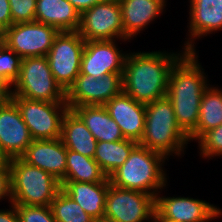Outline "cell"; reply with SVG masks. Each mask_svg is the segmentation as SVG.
<instances>
[{
  "mask_svg": "<svg viewBox=\"0 0 222 222\" xmlns=\"http://www.w3.org/2000/svg\"><path fill=\"white\" fill-rule=\"evenodd\" d=\"M169 51L130 50L123 70V92L143 104L166 97L171 69L186 53L184 49Z\"/></svg>",
  "mask_w": 222,
  "mask_h": 222,
  "instance_id": "cell-1",
  "label": "cell"
},
{
  "mask_svg": "<svg viewBox=\"0 0 222 222\" xmlns=\"http://www.w3.org/2000/svg\"><path fill=\"white\" fill-rule=\"evenodd\" d=\"M198 58V50L186 52L174 64L166 95L172 103L178 126L187 136L197 127L201 98L211 82Z\"/></svg>",
  "mask_w": 222,
  "mask_h": 222,
  "instance_id": "cell-2",
  "label": "cell"
},
{
  "mask_svg": "<svg viewBox=\"0 0 222 222\" xmlns=\"http://www.w3.org/2000/svg\"><path fill=\"white\" fill-rule=\"evenodd\" d=\"M7 161L10 167L12 203L50 206L62 190L61 182L52 174L28 164L21 157Z\"/></svg>",
  "mask_w": 222,
  "mask_h": 222,
  "instance_id": "cell-5",
  "label": "cell"
},
{
  "mask_svg": "<svg viewBox=\"0 0 222 222\" xmlns=\"http://www.w3.org/2000/svg\"><path fill=\"white\" fill-rule=\"evenodd\" d=\"M61 181L110 182L94 158L67 149L66 174Z\"/></svg>",
  "mask_w": 222,
  "mask_h": 222,
  "instance_id": "cell-26",
  "label": "cell"
},
{
  "mask_svg": "<svg viewBox=\"0 0 222 222\" xmlns=\"http://www.w3.org/2000/svg\"><path fill=\"white\" fill-rule=\"evenodd\" d=\"M7 162V159L0 152V167Z\"/></svg>",
  "mask_w": 222,
  "mask_h": 222,
  "instance_id": "cell-38",
  "label": "cell"
},
{
  "mask_svg": "<svg viewBox=\"0 0 222 222\" xmlns=\"http://www.w3.org/2000/svg\"><path fill=\"white\" fill-rule=\"evenodd\" d=\"M61 140L67 149L94 158L97 140L72 109L63 117Z\"/></svg>",
  "mask_w": 222,
  "mask_h": 222,
  "instance_id": "cell-23",
  "label": "cell"
},
{
  "mask_svg": "<svg viewBox=\"0 0 222 222\" xmlns=\"http://www.w3.org/2000/svg\"><path fill=\"white\" fill-rule=\"evenodd\" d=\"M160 190L155 196V212L177 222H211L222 218V208L206 200L190 196H165ZM162 193V195H161Z\"/></svg>",
  "mask_w": 222,
  "mask_h": 222,
  "instance_id": "cell-13",
  "label": "cell"
},
{
  "mask_svg": "<svg viewBox=\"0 0 222 222\" xmlns=\"http://www.w3.org/2000/svg\"><path fill=\"white\" fill-rule=\"evenodd\" d=\"M166 160L169 162L161 153L137 144L123 165L108 177L110 184L155 197L169 186Z\"/></svg>",
  "mask_w": 222,
  "mask_h": 222,
  "instance_id": "cell-3",
  "label": "cell"
},
{
  "mask_svg": "<svg viewBox=\"0 0 222 222\" xmlns=\"http://www.w3.org/2000/svg\"><path fill=\"white\" fill-rule=\"evenodd\" d=\"M0 209V222H20L15 204L9 203L8 208Z\"/></svg>",
  "mask_w": 222,
  "mask_h": 222,
  "instance_id": "cell-34",
  "label": "cell"
},
{
  "mask_svg": "<svg viewBox=\"0 0 222 222\" xmlns=\"http://www.w3.org/2000/svg\"><path fill=\"white\" fill-rule=\"evenodd\" d=\"M152 222H177L173 220H168L166 218H161L156 212L154 213L153 216V221Z\"/></svg>",
  "mask_w": 222,
  "mask_h": 222,
  "instance_id": "cell-37",
  "label": "cell"
},
{
  "mask_svg": "<svg viewBox=\"0 0 222 222\" xmlns=\"http://www.w3.org/2000/svg\"><path fill=\"white\" fill-rule=\"evenodd\" d=\"M123 92V73H109L103 77L79 74L66 92L69 107L105 105Z\"/></svg>",
  "mask_w": 222,
  "mask_h": 222,
  "instance_id": "cell-12",
  "label": "cell"
},
{
  "mask_svg": "<svg viewBox=\"0 0 222 222\" xmlns=\"http://www.w3.org/2000/svg\"><path fill=\"white\" fill-rule=\"evenodd\" d=\"M10 98V87L0 80V106Z\"/></svg>",
  "mask_w": 222,
  "mask_h": 222,
  "instance_id": "cell-36",
  "label": "cell"
},
{
  "mask_svg": "<svg viewBox=\"0 0 222 222\" xmlns=\"http://www.w3.org/2000/svg\"><path fill=\"white\" fill-rule=\"evenodd\" d=\"M12 25V16L8 0H0V31H5Z\"/></svg>",
  "mask_w": 222,
  "mask_h": 222,
  "instance_id": "cell-33",
  "label": "cell"
},
{
  "mask_svg": "<svg viewBox=\"0 0 222 222\" xmlns=\"http://www.w3.org/2000/svg\"><path fill=\"white\" fill-rule=\"evenodd\" d=\"M137 144L129 139L113 142L99 141L95 149L94 160L99 164L102 172L109 177L123 165Z\"/></svg>",
  "mask_w": 222,
  "mask_h": 222,
  "instance_id": "cell-25",
  "label": "cell"
},
{
  "mask_svg": "<svg viewBox=\"0 0 222 222\" xmlns=\"http://www.w3.org/2000/svg\"><path fill=\"white\" fill-rule=\"evenodd\" d=\"M10 97L66 102V92L56 82L46 56L22 58L19 78L10 88Z\"/></svg>",
  "mask_w": 222,
  "mask_h": 222,
  "instance_id": "cell-6",
  "label": "cell"
},
{
  "mask_svg": "<svg viewBox=\"0 0 222 222\" xmlns=\"http://www.w3.org/2000/svg\"><path fill=\"white\" fill-rule=\"evenodd\" d=\"M92 222H109V221L106 220L105 218H102V219H94Z\"/></svg>",
  "mask_w": 222,
  "mask_h": 222,
  "instance_id": "cell-39",
  "label": "cell"
},
{
  "mask_svg": "<svg viewBox=\"0 0 222 222\" xmlns=\"http://www.w3.org/2000/svg\"><path fill=\"white\" fill-rule=\"evenodd\" d=\"M20 222H56L50 206L15 204Z\"/></svg>",
  "mask_w": 222,
  "mask_h": 222,
  "instance_id": "cell-30",
  "label": "cell"
},
{
  "mask_svg": "<svg viewBox=\"0 0 222 222\" xmlns=\"http://www.w3.org/2000/svg\"><path fill=\"white\" fill-rule=\"evenodd\" d=\"M22 58L4 43L0 46V80L10 88L19 78Z\"/></svg>",
  "mask_w": 222,
  "mask_h": 222,
  "instance_id": "cell-28",
  "label": "cell"
},
{
  "mask_svg": "<svg viewBox=\"0 0 222 222\" xmlns=\"http://www.w3.org/2000/svg\"><path fill=\"white\" fill-rule=\"evenodd\" d=\"M83 121L88 130L99 141H119L125 139L118 124L110 117L104 105H83L69 107Z\"/></svg>",
  "mask_w": 222,
  "mask_h": 222,
  "instance_id": "cell-22",
  "label": "cell"
},
{
  "mask_svg": "<svg viewBox=\"0 0 222 222\" xmlns=\"http://www.w3.org/2000/svg\"><path fill=\"white\" fill-rule=\"evenodd\" d=\"M58 33L37 21L13 24L3 32V43L21 58L46 56Z\"/></svg>",
  "mask_w": 222,
  "mask_h": 222,
  "instance_id": "cell-11",
  "label": "cell"
},
{
  "mask_svg": "<svg viewBox=\"0 0 222 222\" xmlns=\"http://www.w3.org/2000/svg\"><path fill=\"white\" fill-rule=\"evenodd\" d=\"M77 32L85 41L124 40L119 0H105L81 13Z\"/></svg>",
  "mask_w": 222,
  "mask_h": 222,
  "instance_id": "cell-10",
  "label": "cell"
},
{
  "mask_svg": "<svg viewBox=\"0 0 222 222\" xmlns=\"http://www.w3.org/2000/svg\"><path fill=\"white\" fill-rule=\"evenodd\" d=\"M167 0H119L124 40H136L137 35L148 29L166 12Z\"/></svg>",
  "mask_w": 222,
  "mask_h": 222,
  "instance_id": "cell-17",
  "label": "cell"
},
{
  "mask_svg": "<svg viewBox=\"0 0 222 222\" xmlns=\"http://www.w3.org/2000/svg\"><path fill=\"white\" fill-rule=\"evenodd\" d=\"M145 128L138 143L164 155L168 160L181 159L190 144L189 137L178 126L171 101L167 97L145 104Z\"/></svg>",
  "mask_w": 222,
  "mask_h": 222,
  "instance_id": "cell-4",
  "label": "cell"
},
{
  "mask_svg": "<svg viewBox=\"0 0 222 222\" xmlns=\"http://www.w3.org/2000/svg\"><path fill=\"white\" fill-rule=\"evenodd\" d=\"M222 124V87L210 84L203 92L196 129L188 136L196 142L205 132ZM192 141V142H191Z\"/></svg>",
  "mask_w": 222,
  "mask_h": 222,
  "instance_id": "cell-24",
  "label": "cell"
},
{
  "mask_svg": "<svg viewBox=\"0 0 222 222\" xmlns=\"http://www.w3.org/2000/svg\"><path fill=\"white\" fill-rule=\"evenodd\" d=\"M33 138L16 104L9 98L0 106V152L7 159L21 157Z\"/></svg>",
  "mask_w": 222,
  "mask_h": 222,
  "instance_id": "cell-16",
  "label": "cell"
},
{
  "mask_svg": "<svg viewBox=\"0 0 222 222\" xmlns=\"http://www.w3.org/2000/svg\"><path fill=\"white\" fill-rule=\"evenodd\" d=\"M129 40L86 41L81 57L80 74L95 78L109 73H123L125 59L129 52L118 46Z\"/></svg>",
  "mask_w": 222,
  "mask_h": 222,
  "instance_id": "cell-14",
  "label": "cell"
},
{
  "mask_svg": "<svg viewBox=\"0 0 222 222\" xmlns=\"http://www.w3.org/2000/svg\"><path fill=\"white\" fill-rule=\"evenodd\" d=\"M11 179H10V167L7 161L3 166L0 167V202L6 199L8 203H12L11 196Z\"/></svg>",
  "mask_w": 222,
  "mask_h": 222,
  "instance_id": "cell-32",
  "label": "cell"
},
{
  "mask_svg": "<svg viewBox=\"0 0 222 222\" xmlns=\"http://www.w3.org/2000/svg\"><path fill=\"white\" fill-rule=\"evenodd\" d=\"M50 208L56 222H92L94 220L63 190L55 196Z\"/></svg>",
  "mask_w": 222,
  "mask_h": 222,
  "instance_id": "cell-27",
  "label": "cell"
},
{
  "mask_svg": "<svg viewBox=\"0 0 222 222\" xmlns=\"http://www.w3.org/2000/svg\"><path fill=\"white\" fill-rule=\"evenodd\" d=\"M3 44V31H0V46Z\"/></svg>",
  "mask_w": 222,
  "mask_h": 222,
  "instance_id": "cell-40",
  "label": "cell"
},
{
  "mask_svg": "<svg viewBox=\"0 0 222 222\" xmlns=\"http://www.w3.org/2000/svg\"><path fill=\"white\" fill-rule=\"evenodd\" d=\"M62 190L94 219L104 218L107 190L110 182L60 181Z\"/></svg>",
  "mask_w": 222,
  "mask_h": 222,
  "instance_id": "cell-20",
  "label": "cell"
},
{
  "mask_svg": "<svg viewBox=\"0 0 222 222\" xmlns=\"http://www.w3.org/2000/svg\"><path fill=\"white\" fill-rule=\"evenodd\" d=\"M12 25L35 21L36 0H8Z\"/></svg>",
  "mask_w": 222,
  "mask_h": 222,
  "instance_id": "cell-31",
  "label": "cell"
},
{
  "mask_svg": "<svg viewBox=\"0 0 222 222\" xmlns=\"http://www.w3.org/2000/svg\"><path fill=\"white\" fill-rule=\"evenodd\" d=\"M198 154L207 162L215 157L222 158V124L208 132H205L197 141ZM219 156V157H218Z\"/></svg>",
  "mask_w": 222,
  "mask_h": 222,
  "instance_id": "cell-29",
  "label": "cell"
},
{
  "mask_svg": "<svg viewBox=\"0 0 222 222\" xmlns=\"http://www.w3.org/2000/svg\"><path fill=\"white\" fill-rule=\"evenodd\" d=\"M155 197L109 184L104 218L109 222H152Z\"/></svg>",
  "mask_w": 222,
  "mask_h": 222,
  "instance_id": "cell-9",
  "label": "cell"
},
{
  "mask_svg": "<svg viewBox=\"0 0 222 222\" xmlns=\"http://www.w3.org/2000/svg\"><path fill=\"white\" fill-rule=\"evenodd\" d=\"M21 158L61 181L66 174L67 148L61 138L33 140Z\"/></svg>",
  "mask_w": 222,
  "mask_h": 222,
  "instance_id": "cell-19",
  "label": "cell"
},
{
  "mask_svg": "<svg viewBox=\"0 0 222 222\" xmlns=\"http://www.w3.org/2000/svg\"><path fill=\"white\" fill-rule=\"evenodd\" d=\"M110 117L118 124L125 139L141 141L145 128V104L122 92L105 105Z\"/></svg>",
  "mask_w": 222,
  "mask_h": 222,
  "instance_id": "cell-18",
  "label": "cell"
},
{
  "mask_svg": "<svg viewBox=\"0 0 222 222\" xmlns=\"http://www.w3.org/2000/svg\"><path fill=\"white\" fill-rule=\"evenodd\" d=\"M18 107L33 140L61 138L62 121L69 109L66 102H46L10 97Z\"/></svg>",
  "mask_w": 222,
  "mask_h": 222,
  "instance_id": "cell-7",
  "label": "cell"
},
{
  "mask_svg": "<svg viewBox=\"0 0 222 222\" xmlns=\"http://www.w3.org/2000/svg\"><path fill=\"white\" fill-rule=\"evenodd\" d=\"M35 21L53 26L59 32L77 31L80 13L67 0H36Z\"/></svg>",
  "mask_w": 222,
  "mask_h": 222,
  "instance_id": "cell-21",
  "label": "cell"
},
{
  "mask_svg": "<svg viewBox=\"0 0 222 222\" xmlns=\"http://www.w3.org/2000/svg\"><path fill=\"white\" fill-rule=\"evenodd\" d=\"M188 2V31L181 48L186 52H196L197 41L222 31V0H188Z\"/></svg>",
  "mask_w": 222,
  "mask_h": 222,
  "instance_id": "cell-15",
  "label": "cell"
},
{
  "mask_svg": "<svg viewBox=\"0 0 222 222\" xmlns=\"http://www.w3.org/2000/svg\"><path fill=\"white\" fill-rule=\"evenodd\" d=\"M86 41L77 31L59 32L46 55L52 74L67 92L80 74L81 57Z\"/></svg>",
  "mask_w": 222,
  "mask_h": 222,
  "instance_id": "cell-8",
  "label": "cell"
},
{
  "mask_svg": "<svg viewBox=\"0 0 222 222\" xmlns=\"http://www.w3.org/2000/svg\"><path fill=\"white\" fill-rule=\"evenodd\" d=\"M74 8L81 14L85 10L92 8L97 3L103 2L105 0H67Z\"/></svg>",
  "mask_w": 222,
  "mask_h": 222,
  "instance_id": "cell-35",
  "label": "cell"
}]
</instances>
